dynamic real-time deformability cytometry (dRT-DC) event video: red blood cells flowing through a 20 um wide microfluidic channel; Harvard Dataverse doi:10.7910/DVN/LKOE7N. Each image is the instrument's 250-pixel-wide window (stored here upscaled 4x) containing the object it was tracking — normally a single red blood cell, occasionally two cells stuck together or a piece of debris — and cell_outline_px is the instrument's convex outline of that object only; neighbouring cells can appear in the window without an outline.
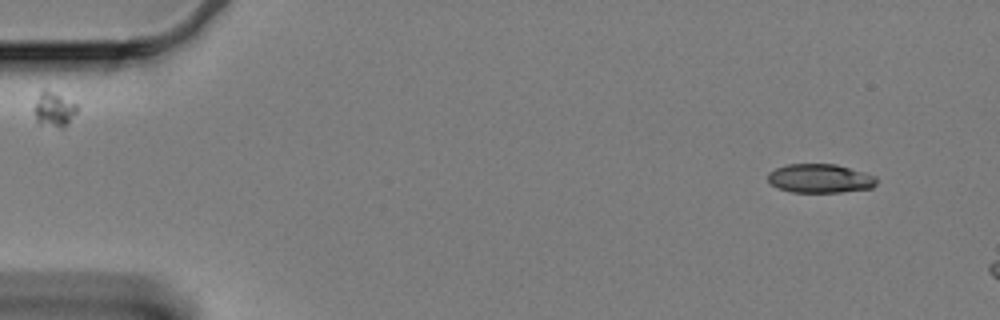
{"species": "Egyptian fruit bat (a non-hibernating species)", "species_latin": "Rousettus aegyptiacus", "temperature_condition": "cold", "stored_images_in_passage": 11, "camera_frame_rate_fps": 3000, "um_per_image_px": 0.085, "animal": {"sex": "female"}, "frame": {"image": 1, "passage_image": 4, "time_ms": 1.0, "image_size_px": [1000, 320], "cell_outline_px": [[876, 184], [872, 188], [840, 192], [792, 192], [776, 188], [768, 180], [768, 172], [784, 164], [836, 164], [876, 176]], "centroid_in_image_um": [69.67, 15.16], "position_along_channel_um": 15.3, "area_um2": 18.32}}